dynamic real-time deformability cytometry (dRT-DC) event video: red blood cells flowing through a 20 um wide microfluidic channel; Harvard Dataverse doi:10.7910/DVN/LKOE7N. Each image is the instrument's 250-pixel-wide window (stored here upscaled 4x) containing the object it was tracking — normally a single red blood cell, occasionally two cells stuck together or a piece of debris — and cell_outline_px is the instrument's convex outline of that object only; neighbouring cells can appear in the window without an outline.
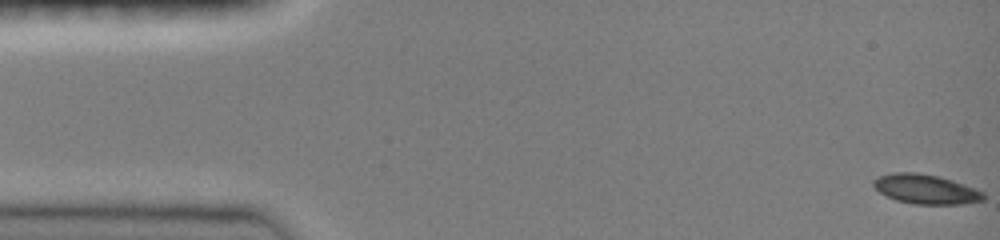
{"species": "common noctule bat (a hibernating species)", "species_latin": "Nyctalus noctula", "temperature_condition": "room temperature", "stored_images_in_passage": 48, "camera_frame_rate_fps": 3000, "um_per_image_px": 0.085, "animal": {"sex": "female", "body_mass_g": 19.0, "forearm_length_mm": 51.5}, "frame": {"image": 1, "passage_image": 1, "time_ms": 0.0, "image_size_px": [1000, 240], "cell_outline_px": [[984, 200], [956, 204], [916, 204], [896, 200], [880, 192], [872, 184], [872, 180], [880, 176], [896, 172], [912, 172], [936, 176], [952, 180], [984, 192]], "centroid_in_image_um": [78.67, 16.08], "position_along_channel_um": 6.3, "area_um2": 18.5}}
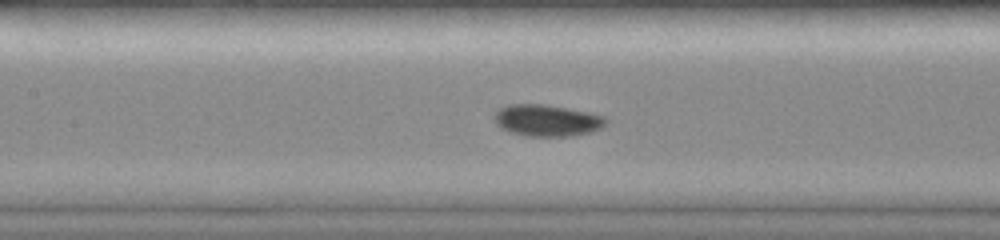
{"frame": {"image": 2, "passage_image": 22, "time_ms": 7.0, "image_size_px": [1000, 240], "cell_outline_px": [[608, 124], [592, 132], [572, 136], [524, 136], [500, 128], [496, 124], [496, 112], [500, 108], [508, 104], [544, 104], [568, 108], [588, 112], [604, 116], [608, 120]], "centroid_in_image_um": [46.53, 10.24], "position_along_channel_um": 160.9, "area_um2": 20.63}}
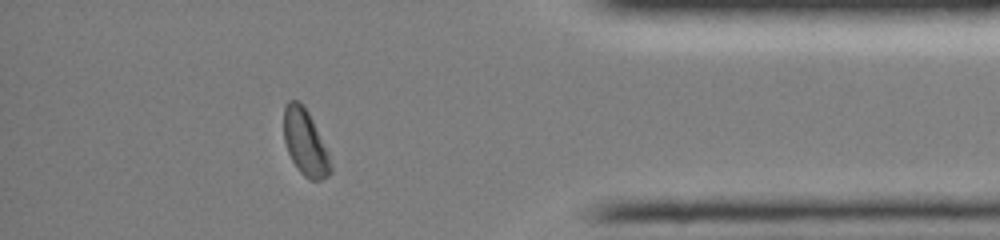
{"frame": {"image": 3, "passage_image": 42, "time_ms": 13.667, "image_size_px": [1000, 240], "cell_outline_px": [[332, 172], [328, 176], [320, 180], [312, 180], [304, 176], [300, 172], [292, 160], [288, 152], [284, 140], [284, 108], [288, 100], [296, 100], [308, 112], [328, 152], [332, 168]], "centroid_in_image_um": [25.94, 12.15], "position_along_channel_um": 409.3, "area_um2": 17.69}, "authors_computed_cell_mechanics": {"area_um2": 18.9873, "velocity_mm_per_s": 4.0171, "shape_relaxation_time_tau1_ms": 4.0537, "shape_relaxation_time_tau2_ms": null, "deformation_change_tau1": 0.1127, "deformation_change_tau2": null}}